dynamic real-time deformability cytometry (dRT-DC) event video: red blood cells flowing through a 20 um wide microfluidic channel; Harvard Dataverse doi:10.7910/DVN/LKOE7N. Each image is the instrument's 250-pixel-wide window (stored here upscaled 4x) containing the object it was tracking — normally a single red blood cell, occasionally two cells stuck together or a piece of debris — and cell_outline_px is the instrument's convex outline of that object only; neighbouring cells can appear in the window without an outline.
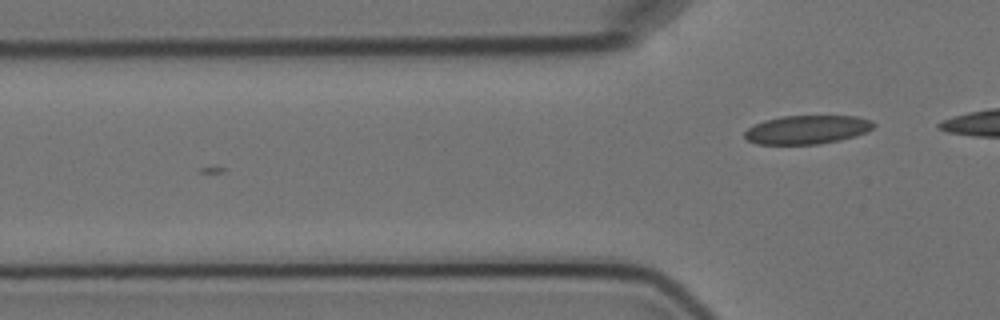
{"species": "Egyptian fruit bat (a non-hibernating species)", "species_latin": "Rousettus aegyptiacus", "temperature_condition": "cold", "stored_images_in_passage": 2, "camera_frame_rate_fps": 3000, "um_per_image_px": 0.085, "animal": {"sex": "female"}, "frame": {"image": 1, "passage_image": 2, "time_ms": 1.333, "image_size_px": [1000, 320], "cell_outline_px": [[876, 124], [872, 128], [856, 136], [840, 140], [816, 144], [756, 144], [748, 140], [744, 136], [744, 132], [748, 128], [764, 120], [784, 116], [856, 116], [872, 120]], "centroid_in_image_um": [68.6, 11.02], "position_along_channel_um": 57.2, "area_um2": 21.44}}